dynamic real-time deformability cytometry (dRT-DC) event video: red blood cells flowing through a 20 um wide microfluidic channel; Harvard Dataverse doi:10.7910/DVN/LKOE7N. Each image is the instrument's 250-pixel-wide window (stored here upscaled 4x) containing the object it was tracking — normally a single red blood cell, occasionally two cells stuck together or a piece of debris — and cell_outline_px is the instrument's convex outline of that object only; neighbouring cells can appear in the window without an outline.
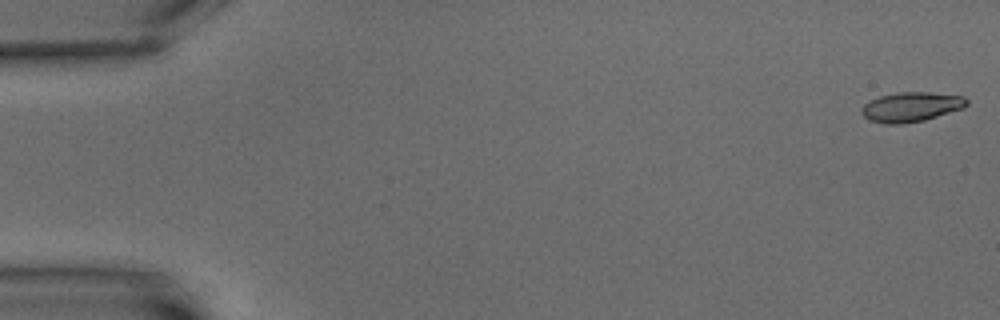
{"species": "common noctule bat (a hibernating species)", "species_latin": "Nyctalus noctula", "temperature_condition": "warm", "stored_images_in_passage": 6, "camera_frame_rate_fps": 3000, "um_per_image_px": 0.085, "animal": {"sex": "male", "body_mass_g": 15.6}, "frame": {"image": 1, "passage_image": 1, "time_ms": 0.0, "image_size_px": [1000, 320], "cell_outline_px": [[968, 104], [964, 108], [924, 120], [904, 124], [884, 124], [868, 120], [860, 112], [860, 108], [868, 100], [880, 96], [900, 92], [928, 92], [964, 96], [968, 100]], "centroid_in_image_um": [77.42, 9.09], "position_along_channel_um": 7.6, "area_um2": 18.38}}
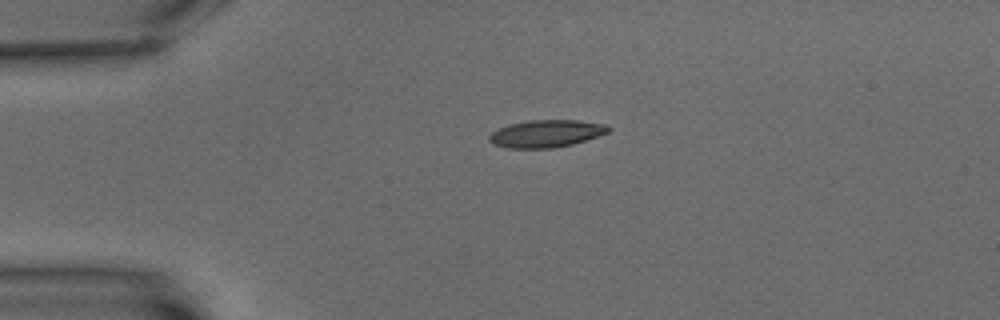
{"frame": {"image": 2, "passage_image": 5, "time_ms": 4.667, "image_size_px": [1000, 320], "cell_outline_px": [[612, 128], [608, 132], [572, 144], [552, 148], [508, 148], [492, 144], [488, 140], [488, 136], [492, 132], [508, 124], [528, 120], [576, 120], [608, 124]], "centroid_in_image_um": [46.41, 11.35], "position_along_channel_um": 38.6, "area_um2": 19.02}}